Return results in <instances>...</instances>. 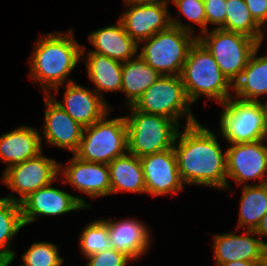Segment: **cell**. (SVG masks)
<instances>
[{
  "instance_id": "34",
  "label": "cell",
  "mask_w": 267,
  "mask_h": 266,
  "mask_svg": "<svg viewBox=\"0 0 267 266\" xmlns=\"http://www.w3.org/2000/svg\"><path fill=\"white\" fill-rule=\"evenodd\" d=\"M253 19L261 26L267 27V0H244Z\"/></svg>"
},
{
  "instance_id": "35",
  "label": "cell",
  "mask_w": 267,
  "mask_h": 266,
  "mask_svg": "<svg viewBox=\"0 0 267 266\" xmlns=\"http://www.w3.org/2000/svg\"><path fill=\"white\" fill-rule=\"evenodd\" d=\"M255 233L257 234V236H259L260 238L262 237H267V214H265L259 225L257 226Z\"/></svg>"
},
{
  "instance_id": "13",
  "label": "cell",
  "mask_w": 267,
  "mask_h": 266,
  "mask_svg": "<svg viewBox=\"0 0 267 266\" xmlns=\"http://www.w3.org/2000/svg\"><path fill=\"white\" fill-rule=\"evenodd\" d=\"M20 205L24 226L34 222L40 215L56 216L91 208V204L86 203L83 198L54 188L51 184L30 194Z\"/></svg>"
},
{
  "instance_id": "31",
  "label": "cell",
  "mask_w": 267,
  "mask_h": 266,
  "mask_svg": "<svg viewBox=\"0 0 267 266\" xmlns=\"http://www.w3.org/2000/svg\"><path fill=\"white\" fill-rule=\"evenodd\" d=\"M181 13L201 27V34L206 31L205 5L202 0H171Z\"/></svg>"
},
{
  "instance_id": "11",
  "label": "cell",
  "mask_w": 267,
  "mask_h": 266,
  "mask_svg": "<svg viewBox=\"0 0 267 266\" xmlns=\"http://www.w3.org/2000/svg\"><path fill=\"white\" fill-rule=\"evenodd\" d=\"M267 139L256 142L235 143L226 149L227 153V189H231L228 178L237 184L249 180H259L257 185L267 183Z\"/></svg>"
},
{
  "instance_id": "14",
  "label": "cell",
  "mask_w": 267,
  "mask_h": 266,
  "mask_svg": "<svg viewBox=\"0 0 267 266\" xmlns=\"http://www.w3.org/2000/svg\"><path fill=\"white\" fill-rule=\"evenodd\" d=\"M146 193L152 196L176 194L183 189L174 149L140 157Z\"/></svg>"
},
{
  "instance_id": "24",
  "label": "cell",
  "mask_w": 267,
  "mask_h": 266,
  "mask_svg": "<svg viewBox=\"0 0 267 266\" xmlns=\"http://www.w3.org/2000/svg\"><path fill=\"white\" fill-rule=\"evenodd\" d=\"M160 77L161 75L148 65L139 54L123 62V79L120 92L125 94L128 100V107L133 106L142 94Z\"/></svg>"
},
{
  "instance_id": "39",
  "label": "cell",
  "mask_w": 267,
  "mask_h": 266,
  "mask_svg": "<svg viewBox=\"0 0 267 266\" xmlns=\"http://www.w3.org/2000/svg\"><path fill=\"white\" fill-rule=\"evenodd\" d=\"M123 1H130V2H160L164 4H169L170 0H123Z\"/></svg>"
},
{
  "instance_id": "12",
  "label": "cell",
  "mask_w": 267,
  "mask_h": 266,
  "mask_svg": "<svg viewBox=\"0 0 267 266\" xmlns=\"http://www.w3.org/2000/svg\"><path fill=\"white\" fill-rule=\"evenodd\" d=\"M124 3L129 9L123 12L119 20L127 34L138 44L172 25L168 4L130 1Z\"/></svg>"
},
{
  "instance_id": "30",
  "label": "cell",
  "mask_w": 267,
  "mask_h": 266,
  "mask_svg": "<svg viewBox=\"0 0 267 266\" xmlns=\"http://www.w3.org/2000/svg\"><path fill=\"white\" fill-rule=\"evenodd\" d=\"M21 266H61L64 259L58 246L51 242H34L22 255Z\"/></svg>"
},
{
  "instance_id": "2",
  "label": "cell",
  "mask_w": 267,
  "mask_h": 266,
  "mask_svg": "<svg viewBox=\"0 0 267 266\" xmlns=\"http://www.w3.org/2000/svg\"><path fill=\"white\" fill-rule=\"evenodd\" d=\"M73 32L70 29L64 33L45 34L33 47V53L29 57V78L39 82L45 95L52 90L58 93L59 87L75 82L67 78L79 60L85 58L83 54L86 47L80 46Z\"/></svg>"
},
{
  "instance_id": "29",
  "label": "cell",
  "mask_w": 267,
  "mask_h": 266,
  "mask_svg": "<svg viewBox=\"0 0 267 266\" xmlns=\"http://www.w3.org/2000/svg\"><path fill=\"white\" fill-rule=\"evenodd\" d=\"M79 248L85 258L111 248L107 225L102 219L94 220L83 229Z\"/></svg>"
},
{
  "instance_id": "7",
  "label": "cell",
  "mask_w": 267,
  "mask_h": 266,
  "mask_svg": "<svg viewBox=\"0 0 267 266\" xmlns=\"http://www.w3.org/2000/svg\"><path fill=\"white\" fill-rule=\"evenodd\" d=\"M197 40L212 54L220 70L233 85L260 44L251 37L223 29L205 31Z\"/></svg>"
},
{
  "instance_id": "17",
  "label": "cell",
  "mask_w": 267,
  "mask_h": 266,
  "mask_svg": "<svg viewBox=\"0 0 267 266\" xmlns=\"http://www.w3.org/2000/svg\"><path fill=\"white\" fill-rule=\"evenodd\" d=\"M44 101V136L40 135L41 140L44 137L47 145L64 148L74 154L80 146L85 127L73 120L49 95H44Z\"/></svg>"
},
{
  "instance_id": "32",
  "label": "cell",
  "mask_w": 267,
  "mask_h": 266,
  "mask_svg": "<svg viewBox=\"0 0 267 266\" xmlns=\"http://www.w3.org/2000/svg\"><path fill=\"white\" fill-rule=\"evenodd\" d=\"M86 266H127L132 260L113 248L92 254L86 258Z\"/></svg>"
},
{
  "instance_id": "9",
  "label": "cell",
  "mask_w": 267,
  "mask_h": 266,
  "mask_svg": "<svg viewBox=\"0 0 267 266\" xmlns=\"http://www.w3.org/2000/svg\"><path fill=\"white\" fill-rule=\"evenodd\" d=\"M220 132L229 144L267 139V125L258 102L243 101L233 96L222 103Z\"/></svg>"
},
{
  "instance_id": "16",
  "label": "cell",
  "mask_w": 267,
  "mask_h": 266,
  "mask_svg": "<svg viewBox=\"0 0 267 266\" xmlns=\"http://www.w3.org/2000/svg\"><path fill=\"white\" fill-rule=\"evenodd\" d=\"M65 86L62 101L54 99L51 93L48 95L83 127L91 126L111 110L109 103L92 88L82 87L76 82L67 83Z\"/></svg>"
},
{
  "instance_id": "5",
  "label": "cell",
  "mask_w": 267,
  "mask_h": 266,
  "mask_svg": "<svg viewBox=\"0 0 267 266\" xmlns=\"http://www.w3.org/2000/svg\"><path fill=\"white\" fill-rule=\"evenodd\" d=\"M124 116L127 127L128 153L137 157L159 153L174 146L180 126L165 116L137 111L133 106Z\"/></svg>"
},
{
  "instance_id": "20",
  "label": "cell",
  "mask_w": 267,
  "mask_h": 266,
  "mask_svg": "<svg viewBox=\"0 0 267 266\" xmlns=\"http://www.w3.org/2000/svg\"><path fill=\"white\" fill-rule=\"evenodd\" d=\"M95 47L91 52L105 55L119 62H126L138 55L139 44L125 31L123 23L109 25L93 31L88 36Z\"/></svg>"
},
{
  "instance_id": "37",
  "label": "cell",
  "mask_w": 267,
  "mask_h": 266,
  "mask_svg": "<svg viewBox=\"0 0 267 266\" xmlns=\"http://www.w3.org/2000/svg\"><path fill=\"white\" fill-rule=\"evenodd\" d=\"M14 258L9 257L6 254L0 253V266H10Z\"/></svg>"
},
{
  "instance_id": "27",
  "label": "cell",
  "mask_w": 267,
  "mask_h": 266,
  "mask_svg": "<svg viewBox=\"0 0 267 266\" xmlns=\"http://www.w3.org/2000/svg\"><path fill=\"white\" fill-rule=\"evenodd\" d=\"M225 30L251 37L260 45L264 40V30L253 19L244 0H227Z\"/></svg>"
},
{
  "instance_id": "25",
  "label": "cell",
  "mask_w": 267,
  "mask_h": 266,
  "mask_svg": "<svg viewBox=\"0 0 267 266\" xmlns=\"http://www.w3.org/2000/svg\"><path fill=\"white\" fill-rule=\"evenodd\" d=\"M86 69L88 78L95 84L93 90L103 99V92L119 91L122 86V62L96 52H87Z\"/></svg>"
},
{
  "instance_id": "10",
  "label": "cell",
  "mask_w": 267,
  "mask_h": 266,
  "mask_svg": "<svg viewBox=\"0 0 267 266\" xmlns=\"http://www.w3.org/2000/svg\"><path fill=\"white\" fill-rule=\"evenodd\" d=\"M59 163L40 153L38 156L10 166L4 170L2 182L19 197L5 196L9 200L21 203L30 194L58 179Z\"/></svg>"
},
{
  "instance_id": "36",
  "label": "cell",
  "mask_w": 267,
  "mask_h": 266,
  "mask_svg": "<svg viewBox=\"0 0 267 266\" xmlns=\"http://www.w3.org/2000/svg\"><path fill=\"white\" fill-rule=\"evenodd\" d=\"M221 266H263L262 261H232Z\"/></svg>"
},
{
  "instance_id": "40",
  "label": "cell",
  "mask_w": 267,
  "mask_h": 266,
  "mask_svg": "<svg viewBox=\"0 0 267 266\" xmlns=\"http://www.w3.org/2000/svg\"><path fill=\"white\" fill-rule=\"evenodd\" d=\"M263 266H267V242L263 246V255H262Z\"/></svg>"
},
{
  "instance_id": "21",
  "label": "cell",
  "mask_w": 267,
  "mask_h": 266,
  "mask_svg": "<svg viewBox=\"0 0 267 266\" xmlns=\"http://www.w3.org/2000/svg\"><path fill=\"white\" fill-rule=\"evenodd\" d=\"M41 134L35 128L28 126H20L2 134L0 136V159L5 164L7 163L5 170L42 153Z\"/></svg>"
},
{
  "instance_id": "6",
  "label": "cell",
  "mask_w": 267,
  "mask_h": 266,
  "mask_svg": "<svg viewBox=\"0 0 267 266\" xmlns=\"http://www.w3.org/2000/svg\"><path fill=\"white\" fill-rule=\"evenodd\" d=\"M107 112L101 119L85 127L76 157L86 162L109 164L128 152L125 117L109 118Z\"/></svg>"
},
{
  "instance_id": "33",
  "label": "cell",
  "mask_w": 267,
  "mask_h": 266,
  "mask_svg": "<svg viewBox=\"0 0 267 266\" xmlns=\"http://www.w3.org/2000/svg\"><path fill=\"white\" fill-rule=\"evenodd\" d=\"M227 0H204L206 13V31L208 24L216 25V29L225 30Z\"/></svg>"
},
{
  "instance_id": "26",
  "label": "cell",
  "mask_w": 267,
  "mask_h": 266,
  "mask_svg": "<svg viewBox=\"0 0 267 266\" xmlns=\"http://www.w3.org/2000/svg\"><path fill=\"white\" fill-rule=\"evenodd\" d=\"M239 208L237 228L255 231L262 217L267 214V183L243 185Z\"/></svg>"
},
{
  "instance_id": "8",
  "label": "cell",
  "mask_w": 267,
  "mask_h": 266,
  "mask_svg": "<svg viewBox=\"0 0 267 266\" xmlns=\"http://www.w3.org/2000/svg\"><path fill=\"white\" fill-rule=\"evenodd\" d=\"M190 105L181 76L165 75L151 85L133 107L137 111L165 116L182 127L179 120L184 115L187 117L185 126L198 122Z\"/></svg>"
},
{
  "instance_id": "22",
  "label": "cell",
  "mask_w": 267,
  "mask_h": 266,
  "mask_svg": "<svg viewBox=\"0 0 267 266\" xmlns=\"http://www.w3.org/2000/svg\"><path fill=\"white\" fill-rule=\"evenodd\" d=\"M111 195L118 192L146 193L143 167L139 157L125 153L109 164Z\"/></svg>"
},
{
  "instance_id": "28",
  "label": "cell",
  "mask_w": 267,
  "mask_h": 266,
  "mask_svg": "<svg viewBox=\"0 0 267 266\" xmlns=\"http://www.w3.org/2000/svg\"><path fill=\"white\" fill-rule=\"evenodd\" d=\"M23 227L21 205L8 198H0V253L14 259L17 257L11 250V241Z\"/></svg>"
},
{
  "instance_id": "15",
  "label": "cell",
  "mask_w": 267,
  "mask_h": 266,
  "mask_svg": "<svg viewBox=\"0 0 267 266\" xmlns=\"http://www.w3.org/2000/svg\"><path fill=\"white\" fill-rule=\"evenodd\" d=\"M68 166L59 164L63 183H70L74 189L91 198L111 195V181L108 164L86 162L73 154ZM64 167V168H63Z\"/></svg>"
},
{
  "instance_id": "3",
  "label": "cell",
  "mask_w": 267,
  "mask_h": 266,
  "mask_svg": "<svg viewBox=\"0 0 267 266\" xmlns=\"http://www.w3.org/2000/svg\"><path fill=\"white\" fill-rule=\"evenodd\" d=\"M171 26L141 42L138 53L161 76L180 75L190 47L197 40L191 24H184L171 15Z\"/></svg>"
},
{
  "instance_id": "18",
  "label": "cell",
  "mask_w": 267,
  "mask_h": 266,
  "mask_svg": "<svg viewBox=\"0 0 267 266\" xmlns=\"http://www.w3.org/2000/svg\"><path fill=\"white\" fill-rule=\"evenodd\" d=\"M102 220L107 225L111 248L124 253L132 261L142 257L149 249L151 235L143 222L133 218L118 221L109 218Z\"/></svg>"
},
{
  "instance_id": "23",
  "label": "cell",
  "mask_w": 267,
  "mask_h": 266,
  "mask_svg": "<svg viewBox=\"0 0 267 266\" xmlns=\"http://www.w3.org/2000/svg\"><path fill=\"white\" fill-rule=\"evenodd\" d=\"M259 48L252 53L245 69L233 84L237 99L258 102L259 97L267 95V54L258 56Z\"/></svg>"
},
{
  "instance_id": "38",
  "label": "cell",
  "mask_w": 267,
  "mask_h": 266,
  "mask_svg": "<svg viewBox=\"0 0 267 266\" xmlns=\"http://www.w3.org/2000/svg\"><path fill=\"white\" fill-rule=\"evenodd\" d=\"M258 103L260 104V107H261V110H262V113H263V116H264V119L267 125V99L264 103L261 102L260 100L258 101Z\"/></svg>"
},
{
  "instance_id": "1",
  "label": "cell",
  "mask_w": 267,
  "mask_h": 266,
  "mask_svg": "<svg viewBox=\"0 0 267 266\" xmlns=\"http://www.w3.org/2000/svg\"><path fill=\"white\" fill-rule=\"evenodd\" d=\"M174 142L177 167L184 185L227 189V153L222 152L217 136L195 122L182 126Z\"/></svg>"
},
{
  "instance_id": "19",
  "label": "cell",
  "mask_w": 267,
  "mask_h": 266,
  "mask_svg": "<svg viewBox=\"0 0 267 266\" xmlns=\"http://www.w3.org/2000/svg\"><path fill=\"white\" fill-rule=\"evenodd\" d=\"M255 231L245 230L244 234H215L213 251L215 263L221 266L232 261H262L263 246L266 241L254 237Z\"/></svg>"
},
{
  "instance_id": "4",
  "label": "cell",
  "mask_w": 267,
  "mask_h": 266,
  "mask_svg": "<svg viewBox=\"0 0 267 266\" xmlns=\"http://www.w3.org/2000/svg\"><path fill=\"white\" fill-rule=\"evenodd\" d=\"M184 90L192 104L200 97L215 99L220 105L230 97L233 85L223 75L212 54L198 41L190 47L180 74Z\"/></svg>"
}]
</instances>
